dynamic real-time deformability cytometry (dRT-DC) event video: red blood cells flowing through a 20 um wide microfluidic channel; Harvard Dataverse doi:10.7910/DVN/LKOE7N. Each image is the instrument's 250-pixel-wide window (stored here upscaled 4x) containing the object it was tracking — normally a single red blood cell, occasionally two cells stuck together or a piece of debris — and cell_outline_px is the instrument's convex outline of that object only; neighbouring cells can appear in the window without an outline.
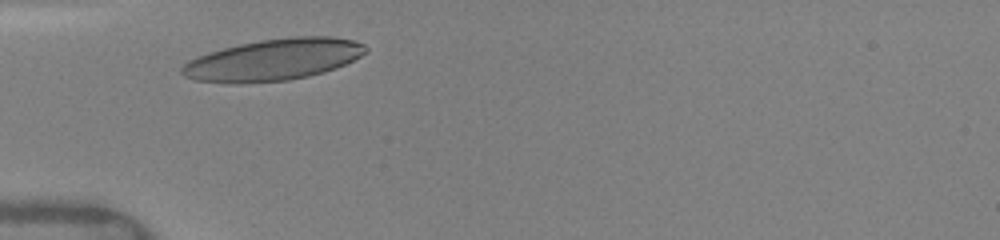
{"species": "human", "species_latin": "Homo sapiens", "temperature_condition": "warm", "stored_images_in_passage": 8, "camera_frame_rate_fps": 3000, "um_per_image_px": 0.085, "donor": {"sex": "female"}, "frame": {"image": 1, "passage_image": 1, "time_ms": 0.0, "image_size_px": [1000, 240], "cell_outline_px": [[368, 52], [336, 68], [308, 76], [288, 80], [240, 84], [232, 84], [196, 80], [184, 76], [180, 72], [180, 68], [188, 60], [196, 56], [208, 52], [240, 44], [260, 40], [292, 36], [332, 36], [352, 40], [364, 44], [368, 48]], "centroid_in_image_um": [23.21, 5.08], "position_along_channel_um": 61.8, "area_um2": 44.68}}
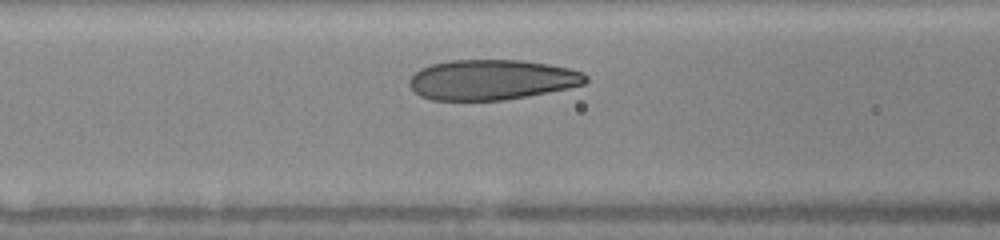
{"frame": {"image": 2, "passage_image": 5, "time_ms": 1.667, "image_size_px": [1000, 240], "cell_outline_px": [[588, 80], [584, 84], [568, 88], [548, 92], [504, 100], [432, 100], [420, 96], [408, 84], [408, 80], [420, 68], [432, 64], [448, 60], [520, 60], [548, 64], [568, 68], [584, 72], [588, 76]], "centroid_in_image_um": [41.8, 6.77], "position_along_channel_um": 124.8, "area_um2": 41.33}}